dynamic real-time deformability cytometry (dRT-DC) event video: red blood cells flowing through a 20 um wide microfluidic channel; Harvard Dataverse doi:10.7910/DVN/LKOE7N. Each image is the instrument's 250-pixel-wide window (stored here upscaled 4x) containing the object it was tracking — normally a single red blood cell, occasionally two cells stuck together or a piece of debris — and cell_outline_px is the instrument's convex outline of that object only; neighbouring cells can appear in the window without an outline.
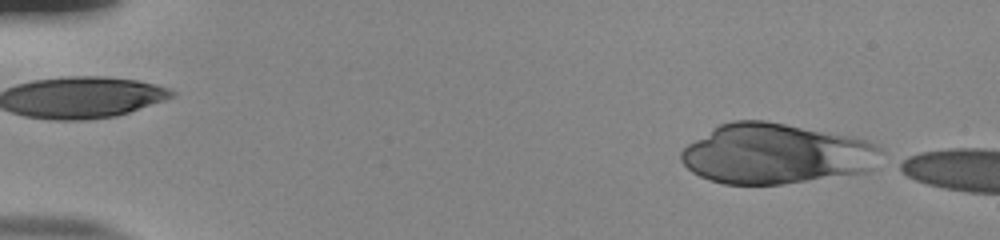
{"species": "human", "species_latin": "Homo sapiens", "temperature_condition": "room temperature", "stored_images_in_passage": 8, "camera_frame_rate_fps": 3000, "um_per_image_px": 0.085, "donor": {"sex": "male"}, "frame": {"image": 1, "passage_image": 2, "time_ms": 0.333, "image_size_px": [1000, 240], "cell_outline_px": [[872, 148], [856, 172], [780, 184], [724, 184], [708, 180], [692, 172], [684, 164], [680, 156], [680, 152], [688, 144], [720, 124], [732, 120], [764, 120], [864, 140]], "centroid_in_image_um": [65.56, 13.06], "position_along_channel_um": 19.4, "area_um2": 66.3}}